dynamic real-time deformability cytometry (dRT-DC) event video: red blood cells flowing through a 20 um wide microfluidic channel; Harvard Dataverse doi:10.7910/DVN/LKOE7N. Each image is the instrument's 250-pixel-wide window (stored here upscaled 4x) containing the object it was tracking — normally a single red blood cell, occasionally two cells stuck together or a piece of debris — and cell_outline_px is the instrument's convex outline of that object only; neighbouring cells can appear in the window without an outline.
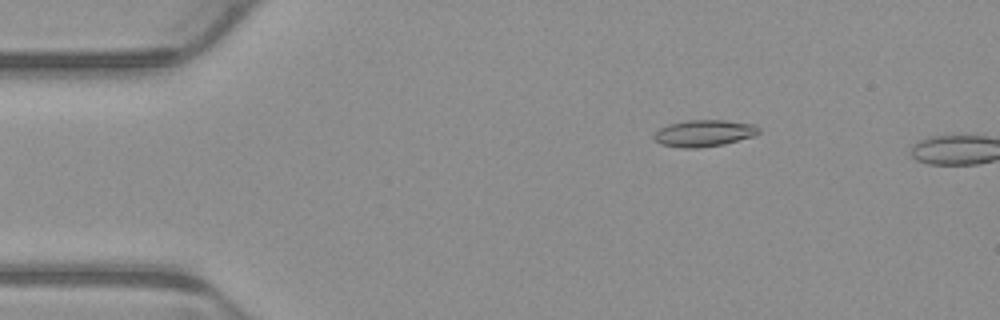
{"species": "common noctule bat (a hibernating species)", "species_latin": "Nyctalus noctula", "temperature_condition": "warm", "stored_images_in_passage": 4, "camera_frame_rate_fps": 3000, "um_per_image_px": 0.085, "animal": {"sex": "male", "body_mass_g": 23.1, "forearm_length_mm": 52.7}, "frame": {"image": 1, "passage_image": 3, "time_ms": 0.667, "image_size_px": [1000, 320], "cell_outline_px": [[760, 132], [756, 136], [724, 144], [696, 148], [684, 148], [660, 144], [652, 136], [660, 128], [672, 124], [688, 120], [724, 120], [756, 124], [760, 128]], "centroid_in_image_um": [59.9, 11.32], "position_along_channel_um": 25.1, "area_um2": 16.3}}